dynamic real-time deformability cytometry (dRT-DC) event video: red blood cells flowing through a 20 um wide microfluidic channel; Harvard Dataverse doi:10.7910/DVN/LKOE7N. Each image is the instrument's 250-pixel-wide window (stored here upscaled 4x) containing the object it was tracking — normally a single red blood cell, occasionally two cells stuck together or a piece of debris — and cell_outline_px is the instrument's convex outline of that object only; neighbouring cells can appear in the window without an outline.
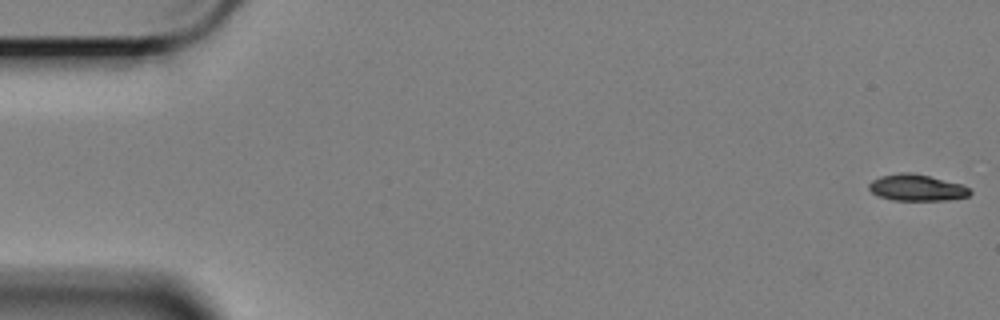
{"species": "Egyptian fruit bat (a non-hibernating species)", "species_latin": "Rousettus aegyptiacus", "temperature_condition": "cold", "stored_images_in_passage": 59, "camera_frame_rate_fps": 3000, "um_per_image_px": 0.085, "animal": {"sex": "female"}, "frame": {"image": 1, "passage_image": 1, "time_ms": 0.0, "image_size_px": [1000, 320], "cell_outline_px": [[972, 192], [968, 196], [948, 200], [892, 200], [880, 196], [872, 192], [868, 188], [868, 184], [872, 180], [880, 176], [900, 172], [908, 172], [928, 176], [960, 184], [968, 188]], "centroid_in_image_um": [77.89, 15.95], "position_along_channel_um": 7.1, "area_um2": 15.37}}
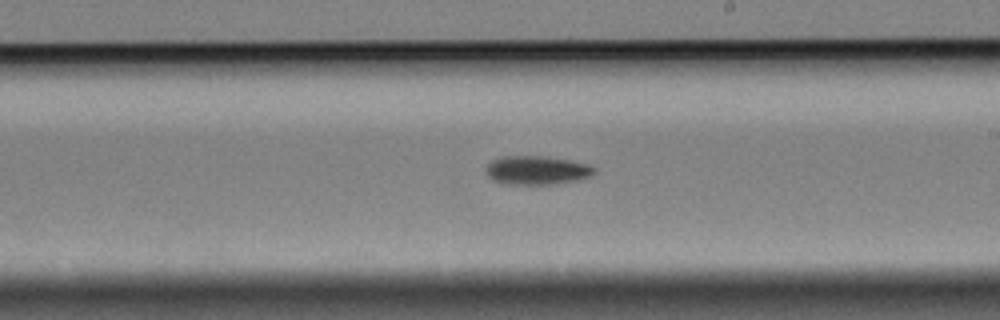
{"frame": {"image": 2, "passage_image": 34, "time_ms": 11.0, "image_size_px": [1000, 320], "cell_outline_px": [[596, 172], [592, 176], [576, 180], [556, 184], [504, 184], [492, 180], [488, 176], [488, 164], [492, 160], [500, 156], [548, 156], [588, 164], [596, 168]], "centroid_in_image_um": [45.66, 14.47], "position_along_channel_um": 243.3, "area_um2": 18.21}}
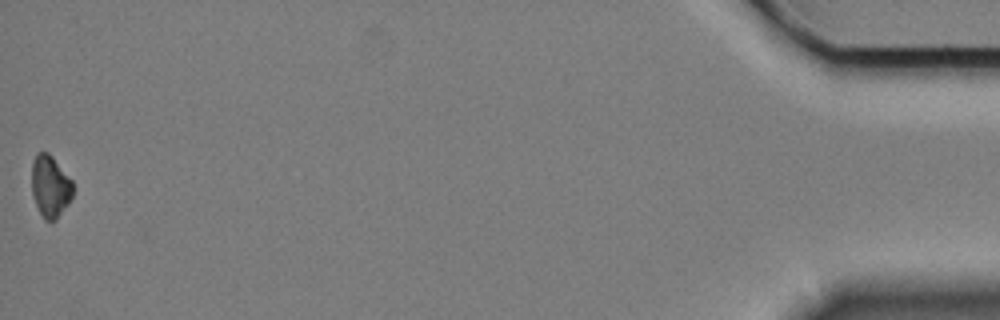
{"frame": {"image": 3, "passage_image": 59, "time_ms": 19.333, "image_size_px": [1000, 320], "cell_outline_px": [[72, 196], [68, 204], [56, 220], [44, 220], [36, 204], [32, 192], [32, 164], [36, 152], [48, 152], [52, 156], [72, 180]], "centroid_in_image_um": [4.27, 15.82], "position_along_channel_um": 430.9, "area_um2": 14.74}, "authors_computed_cell_mechanics": {"area_um2": 16.8198, "velocity_mm_per_s": 3.3868, "shape_relaxation_time_tau1_ms": 3.8598, "shape_relaxation_time_tau2_ms": null, "deformation_change_tau1": 0.1106, "deformation_change_tau2": null}}